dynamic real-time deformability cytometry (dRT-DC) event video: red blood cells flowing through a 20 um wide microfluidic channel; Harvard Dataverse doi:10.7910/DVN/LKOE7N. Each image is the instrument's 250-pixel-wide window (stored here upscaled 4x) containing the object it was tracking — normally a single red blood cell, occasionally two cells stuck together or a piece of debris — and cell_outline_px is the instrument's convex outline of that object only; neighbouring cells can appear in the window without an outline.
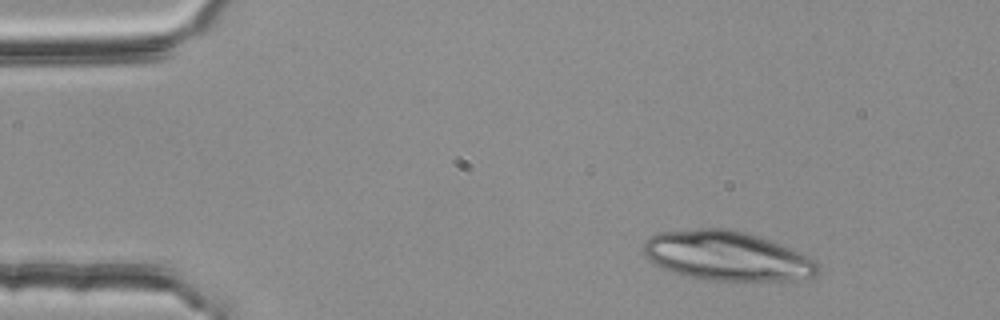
{"species": "common noctule bat (a hibernating species)", "species_latin": "Nyctalus noctula", "temperature_condition": "room temperature", "stored_images_in_passage": 2, "camera_frame_rate_fps": 3000, "um_per_image_px": 0.085, "animal": {"sex": "female", "body_mass_g": 25.1}, "frame": {"image": 1, "passage_image": 1, "time_ms": 0.0, "image_size_px": [1000, 320], "cell_outline_px": [[820, 272], [812, 276], [792, 280], [708, 280], [684, 276], [672, 272], [648, 260], [644, 256], [644, 240], [660, 232], [700, 228], [724, 228], [744, 232], [760, 236], [800, 252], [816, 260]], "centroid_in_image_um": [61.78, 21.75], "position_along_channel_um": 23.2, "area_um2": 50.11}}